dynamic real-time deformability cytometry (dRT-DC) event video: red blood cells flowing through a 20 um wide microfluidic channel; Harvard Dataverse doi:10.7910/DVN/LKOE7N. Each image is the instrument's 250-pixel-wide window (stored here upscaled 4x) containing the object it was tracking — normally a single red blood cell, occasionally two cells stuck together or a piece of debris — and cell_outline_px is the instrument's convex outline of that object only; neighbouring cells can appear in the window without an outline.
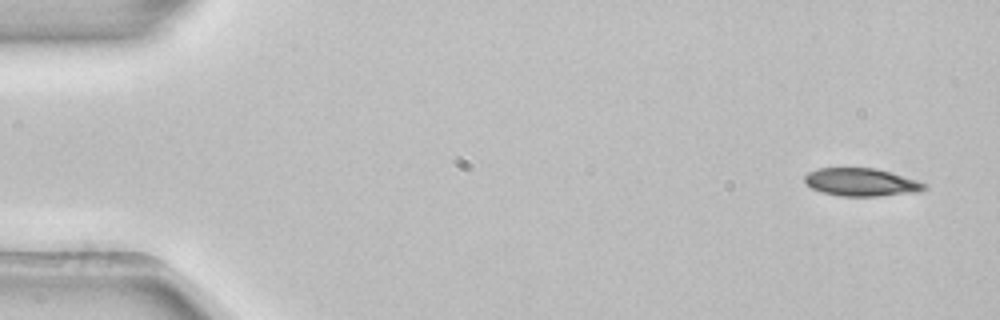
{"species": "common noctule bat (a hibernating species)", "species_latin": "Nyctalus noctula", "temperature_condition": "room temperature", "stored_images_in_passage": 4, "camera_frame_rate_fps": 3000, "um_per_image_px": 0.085, "animal": {"sex": "female", "body_mass_g": 22.7, "forearm_length_mm": 54.2}, "frame": {"image": 1, "passage_image": 1, "time_ms": 0.0, "image_size_px": [1000, 320], "cell_outline_px": [[928, 188], [916, 192], [876, 196], [840, 196], [824, 192], [812, 188], [804, 184], [804, 176], [808, 172], [816, 168], [876, 168], [916, 180], [928, 184]], "centroid_in_image_um": [73.18, 15.48], "position_along_channel_um": 11.8, "area_um2": 19.42}}
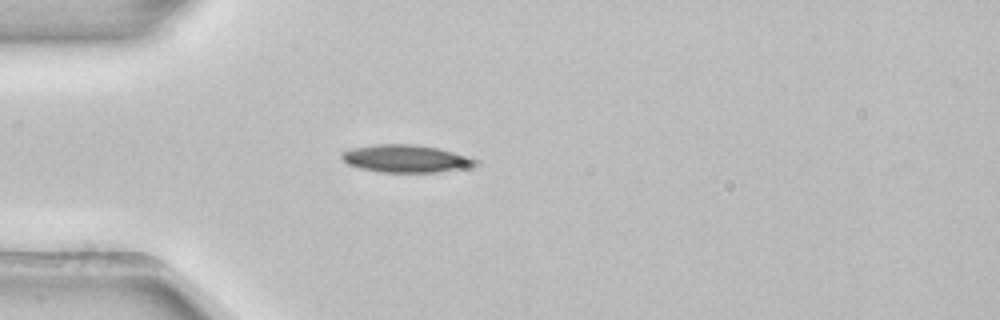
{"frame": {"image": 2, "passage_image": 4, "time_ms": 1.0, "image_size_px": [1000, 320], "cell_outline_px": [[480, 164], [440, 172], [380, 172], [360, 168], [348, 164], [340, 156], [340, 152], [352, 148], [376, 144], [416, 144], [436, 148], [468, 156], [480, 160]], "centroid_in_image_um": [34.48, 13.48], "position_along_channel_um": 50.5, "area_um2": 21.44}}